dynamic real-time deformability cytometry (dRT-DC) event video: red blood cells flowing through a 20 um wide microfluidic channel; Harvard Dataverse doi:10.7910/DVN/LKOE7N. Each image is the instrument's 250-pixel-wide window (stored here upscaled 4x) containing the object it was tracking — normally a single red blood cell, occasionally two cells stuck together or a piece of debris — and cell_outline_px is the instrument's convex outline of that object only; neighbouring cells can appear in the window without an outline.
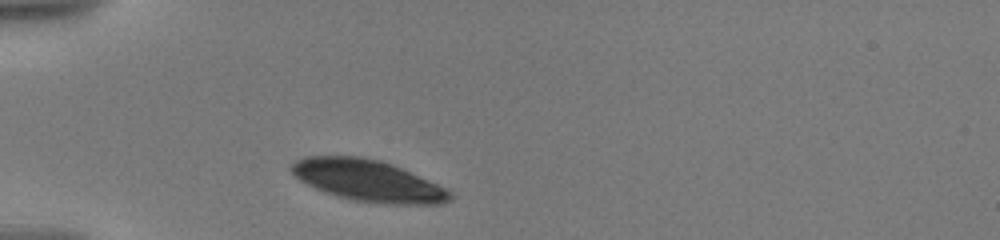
{"species": "human", "species_latin": "Homo sapiens", "temperature_condition": "warm", "stored_images_in_passage": 33, "camera_frame_rate_fps": 3000, "um_per_image_px": 0.085, "donor": {"sex": "male"}, "frame": {"image": 1, "passage_image": 1, "time_ms": 0.0, "image_size_px": [1000, 240], "cell_outline_px": [[456, 196], [440, 204], [388, 204], [352, 200], [316, 188], [300, 180], [288, 168], [296, 160], [308, 156], [360, 156], [380, 160], [392, 164], [448, 188]], "centroid_in_image_um": [31.33, 15.35], "position_along_channel_um": 53.7, "area_um2": 38.15}}
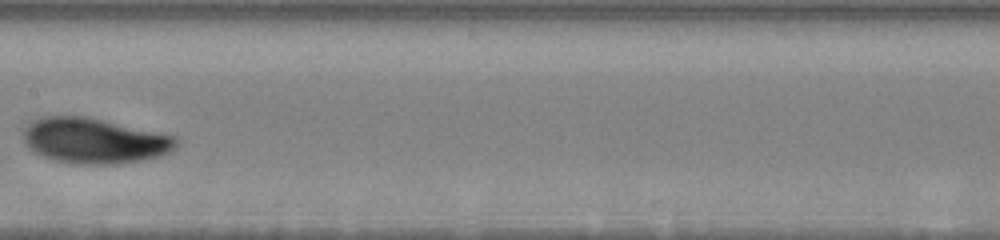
{"frame": {"image": 2, "passage_image": 15, "time_ms": 4.667, "image_size_px": [1000, 240], "cell_outline_px": [[180, 144], [176, 148], [160, 156], [144, 160], [116, 164], [72, 164], [52, 160], [28, 148], [24, 140], [24, 132], [28, 124], [36, 120], [48, 116], [88, 116], [176, 136], [180, 140]], "centroid_in_image_um": [8.08, 11.97], "position_along_channel_um": 199.3, "area_um2": 40.63}}
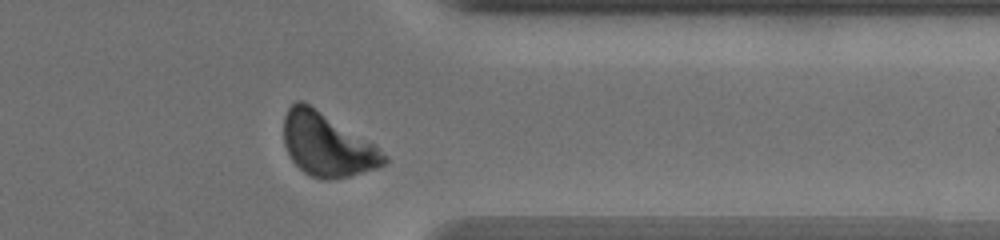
{"frame": {"image": 3, "passage_image": 29, "time_ms": 10.0, "image_size_px": [1000, 240], "cell_outline_px": [[388, 160], [384, 164], [376, 168], [348, 176], [328, 180], [320, 180], [304, 172], [292, 160], [284, 144], [284, 116], [288, 108], [296, 100], [304, 100], [372, 144], [388, 156]], "centroid_in_image_um": [27.76, 12.3], "position_along_channel_um": 383.6, "area_um2": 36.41}, "authors_computed_cell_mechanics": {"area_um2": 39.1306, "velocity_mm_per_s": 3.5143, "shape_relaxation_time_tau1_ms": 2.2836, "shape_relaxation_time_tau2_ms": null, "deformation_change_tau1": 0.1096, "deformation_change_tau2": null}}